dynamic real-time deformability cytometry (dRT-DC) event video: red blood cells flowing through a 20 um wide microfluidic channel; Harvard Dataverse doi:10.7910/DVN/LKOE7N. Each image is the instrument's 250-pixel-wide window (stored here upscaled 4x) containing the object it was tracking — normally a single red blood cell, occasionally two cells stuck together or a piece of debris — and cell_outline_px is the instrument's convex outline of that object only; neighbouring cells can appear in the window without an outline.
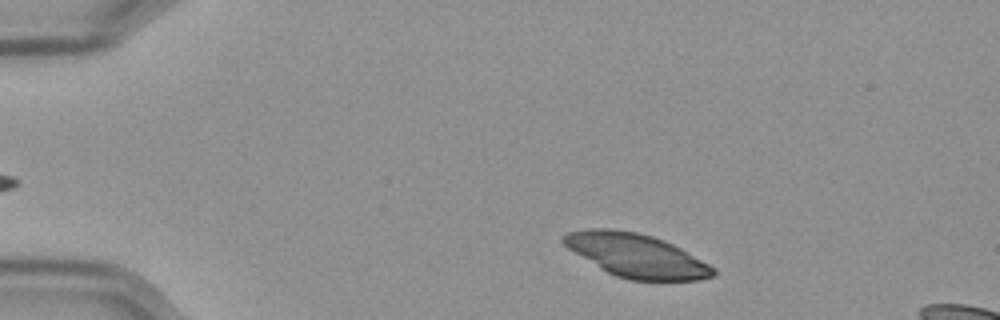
{"species": "Egyptian fruit bat (a non-hibernating species)", "species_latin": "Rousettus aegyptiacus", "temperature_condition": "cold", "stored_images_in_passage": 52, "camera_frame_rate_fps": 3000, "um_per_image_px": 0.085, "frame": {"image": 1, "passage_image": 4, "time_ms": 1.0, "image_size_px": [1000, 320], "cell_outline_px": [[716, 272], [712, 276], [700, 280], [628, 280], [616, 276], [600, 268], [568, 248], [560, 240], [568, 232], [588, 228], [612, 228], [636, 232], [652, 236], [664, 240], [680, 248], [716, 268]], "centroid_in_image_um": [54.08, 21.71], "position_along_channel_um": 30.9, "area_um2": 37.69}}